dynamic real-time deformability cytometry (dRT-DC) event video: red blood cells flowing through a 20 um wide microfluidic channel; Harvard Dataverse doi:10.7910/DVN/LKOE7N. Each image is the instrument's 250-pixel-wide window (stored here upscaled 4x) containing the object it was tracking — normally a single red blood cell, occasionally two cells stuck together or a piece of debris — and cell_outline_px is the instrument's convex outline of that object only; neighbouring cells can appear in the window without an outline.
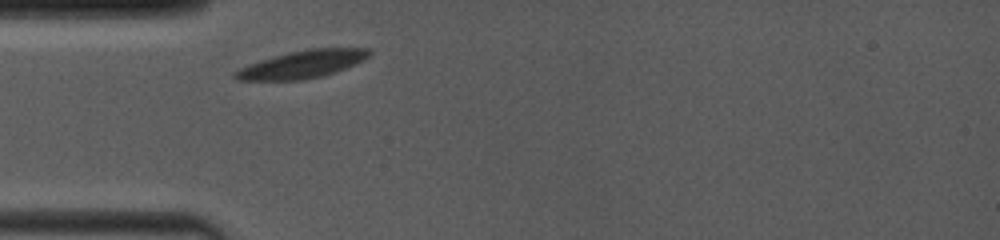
{"species": "common noctule bat (a hibernating species)", "species_latin": "Nyctalus noctula", "temperature_condition": "room temperature", "stored_images_in_passage": 1, "camera_frame_rate_fps": 4000, "um_per_image_px": 0.085, "animal": {"sex": "female", "body_mass_g": 19.0, "forearm_length_mm": 53.3}, "frame": {"image": 1, "passage_image": 1, "time_ms": 0.0, "image_size_px": [1000, 240], "cell_outline_px": [[372, 52], [368, 56], [344, 68], [320, 76], [304, 80], [236, 80], [232, 76], [232, 72], [248, 64], [272, 56], [288, 52], [308, 48], [368, 48]], "centroid_in_image_um": [25.6, 5.46], "position_along_channel_um": 59.4, "area_um2": 21.39}}